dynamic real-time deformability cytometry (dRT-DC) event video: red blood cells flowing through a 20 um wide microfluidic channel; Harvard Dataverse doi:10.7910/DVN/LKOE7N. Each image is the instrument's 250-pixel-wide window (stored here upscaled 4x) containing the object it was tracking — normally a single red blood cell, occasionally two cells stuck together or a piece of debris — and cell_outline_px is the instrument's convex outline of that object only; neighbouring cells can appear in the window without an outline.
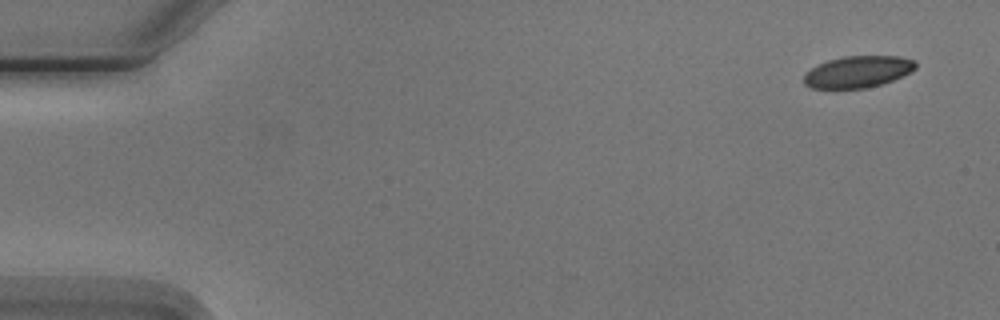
{"species": "Egyptian fruit bat (a non-hibernating species)", "species_latin": "Rousettus aegyptiacus", "temperature_condition": "cold", "stored_images_in_passage": 4, "camera_frame_rate_fps": 3000, "um_per_image_px": 0.085, "animal": {"sex": "male"}, "frame": {"image": 1, "passage_image": 1, "time_ms": 0.0, "image_size_px": [1000, 320], "cell_outline_px": [[916, 68], [912, 72], [892, 80], [880, 84], [864, 88], [812, 88], [804, 84], [804, 72], [816, 64], [828, 60], [844, 56], [900, 56], [916, 60]], "centroid_in_image_um": [72.91, 6.08], "position_along_channel_um": 12.1, "area_um2": 20.75}}